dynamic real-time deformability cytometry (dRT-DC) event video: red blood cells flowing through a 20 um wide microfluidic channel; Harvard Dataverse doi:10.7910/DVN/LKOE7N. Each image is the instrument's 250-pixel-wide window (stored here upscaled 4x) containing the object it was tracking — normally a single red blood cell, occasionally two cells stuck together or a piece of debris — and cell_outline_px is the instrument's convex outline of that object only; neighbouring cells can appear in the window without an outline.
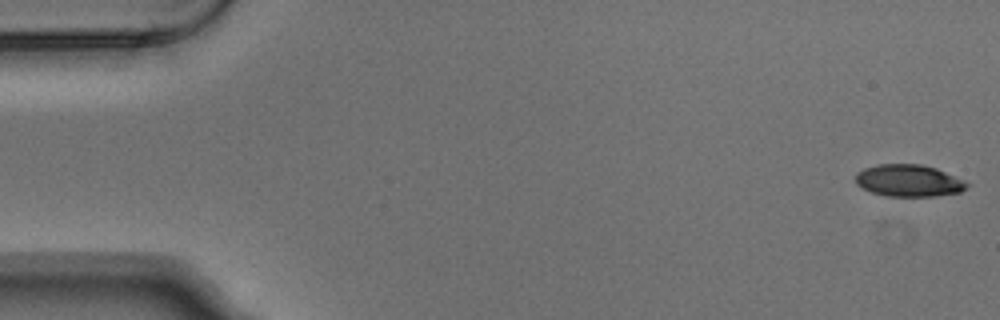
{"species": "Egyptian fruit bat (a non-hibernating species)", "species_latin": "Rousettus aegyptiacus", "temperature_condition": "warm", "stored_images_in_passage": 4, "camera_frame_rate_fps": 3000, "um_per_image_px": 0.085, "animal": {"sex": "male"}, "frame": {"image": 1, "passage_image": 1, "time_ms": 0.0, "image_size_px": [1000, 320], "cell_outline_px": [[972, 184], [968, 188], [960, 192], [936, 196], [884, 196], [872, 192], [856, 184], [856, 172], [864, 168], [876, 164], [920, 164], [936, 168], [964, 180]], "centroid_in_image_um": [77.26, 15.35], "position_along_channel_um": 7.7, "area_um2": 20.92}}